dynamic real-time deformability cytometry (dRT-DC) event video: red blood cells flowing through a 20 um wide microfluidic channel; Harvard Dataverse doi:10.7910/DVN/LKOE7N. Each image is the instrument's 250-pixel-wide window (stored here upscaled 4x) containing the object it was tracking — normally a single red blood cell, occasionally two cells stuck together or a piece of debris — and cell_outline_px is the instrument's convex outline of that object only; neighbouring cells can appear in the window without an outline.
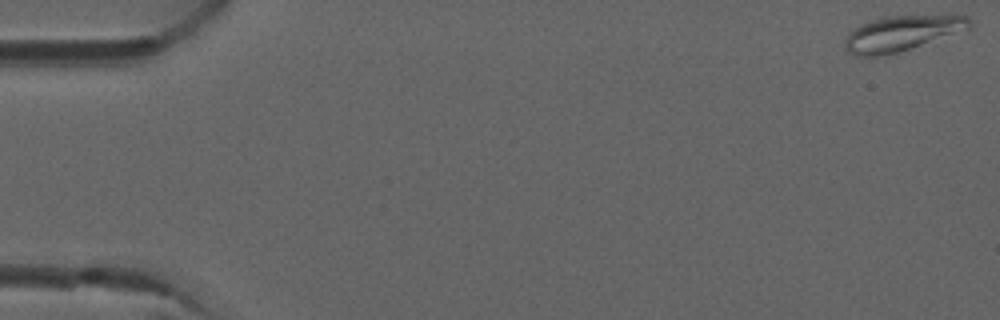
{"species": "common noctule bat (a hibernating species)", "species_latin": "Nyctalus noctula", "temperature_condition": "room temperature", "stored_images_in_passage": 4, "camera_frame_rate_fps": 3000, "um_per_image_px": 0.085, "animal": {"sex": "male", "forearm_length_mm": 52.5}, "frame": {"image": 1, "passage_image": 1, "time_ms": 0.0, "image_size_px": [1000, 320], "cell_outline_px": [[972, 24], [968, 28], [896, 52], [880, 56], [856, 56], [848, 52], [844, 48], [844, 40], [848, 32], [860, 24], [884, 16], [952, 12], [956, 12], [968, 16], [972, 20]], "centroid_in_image_um": [76.68, 2.75], "position_along_channel_um": 8.3, "area_um2": 26.18}}